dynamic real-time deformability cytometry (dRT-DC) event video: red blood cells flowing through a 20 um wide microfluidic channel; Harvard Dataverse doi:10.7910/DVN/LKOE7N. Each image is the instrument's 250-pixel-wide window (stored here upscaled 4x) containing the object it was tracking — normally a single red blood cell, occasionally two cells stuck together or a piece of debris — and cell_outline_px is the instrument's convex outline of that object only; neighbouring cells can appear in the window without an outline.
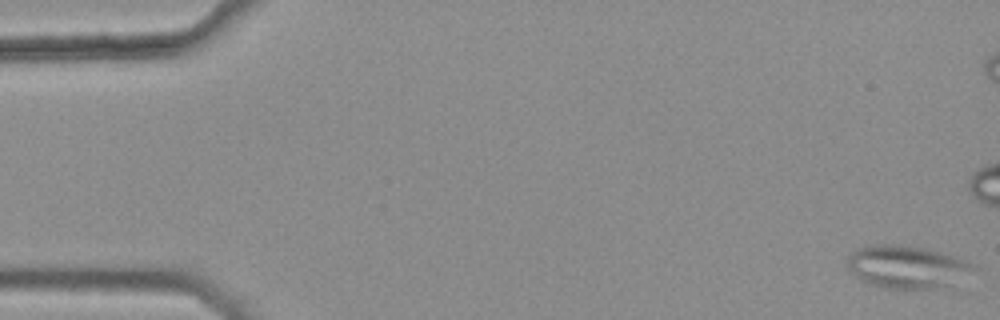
{"species": "common noctule bat (a hibernating species)", "species_latin": "Nyctalus noctula", "temperature_condition": "warm", "stored_images_in_passage": 46, "segment_of_instrument_passage": [1, 2], "camera_frame_rate_fps": 3000, "um_per_image_px": 0.085, "animal": {"sex": "female", "body_mass_g": 25.1}, "frame": {"image": 1, "passage_image": 1, "time_ms": 0.0, "image_size_px": [1000, 320], "cell_outline_px": [[976, 268], [952, 288], [884, 288], [868, 284], [860, 280], [848, 268], [848, 256], [852, 252], [868, 244], [900, 244], [928, 248], [968, 260]], "centroid_in_image_um": [77.14, 22.68], "position_along_channel_um": 7.9, "area_um2": 31.96}}